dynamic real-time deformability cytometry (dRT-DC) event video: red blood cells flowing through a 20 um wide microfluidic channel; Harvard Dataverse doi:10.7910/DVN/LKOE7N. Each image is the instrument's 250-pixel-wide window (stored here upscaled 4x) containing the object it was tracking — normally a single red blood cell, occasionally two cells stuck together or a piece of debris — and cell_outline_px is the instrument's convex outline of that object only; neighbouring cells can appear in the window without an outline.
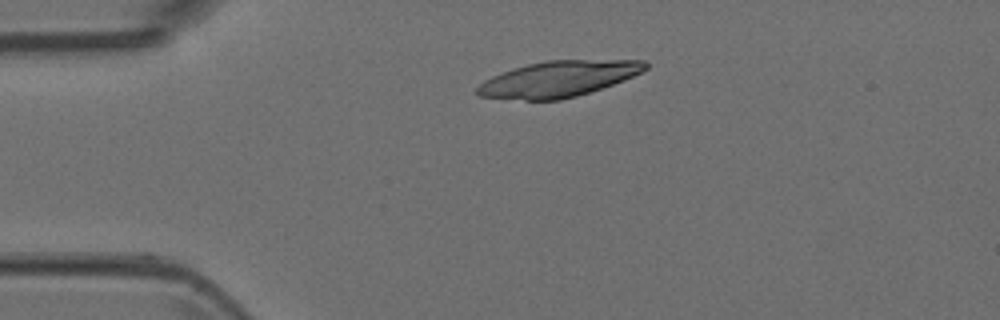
{"species": "Egyptian fruit bat (a non-hibernating species)", "species_latin": "Rousettus aegyptiacus", "temperature_condition": "room temperature", "stored_images_in_passage": 41, "camera_frame_rate_fps": 3000, "um_per_image_px": 0.085, "animal": {"sex": "female"}, "frame": {"image": 1, "passage_image": 1, "time_ms": 0.0, "image_size_px": [1000, 320], "cell_outline_px": [[648, 68], [624, 80], [576, 96], [560, 100], [524, 100], [480, 96], [476, 92], [476, 88], [484, 80], [492, 76], [512, 68], [528, 64], [548, 60], [644, 60], [648, 64]], "centroid_in_image_um": [47.45, 6.7], "position_along_channel_um": 37.6, "area_um2": 34.8}}
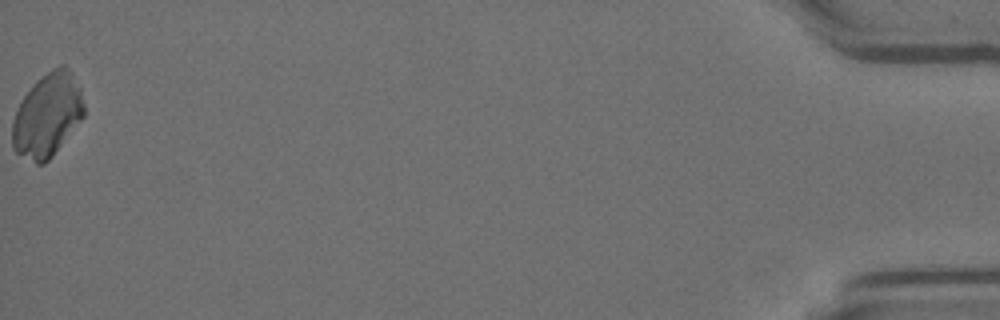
{"frame": {"image": 2, "passage_image": 41, "time_ms": 13.333, "image_size_px": [1000, 320], "cell_outline_px": [[84, 116], [52, 156], [44, 164], [36, 164], [16, 152], [12, 148], [12, 120], [24, 96], [32, 84], [36, 80], [52, 68], [60, 64], [64, 64], [72, 72], [80, 88], [84, 104]], "centroid_in_image_um": [4.03, 9.77], "position_along_channel_um": 431.2, "area_um2": 34.85}}